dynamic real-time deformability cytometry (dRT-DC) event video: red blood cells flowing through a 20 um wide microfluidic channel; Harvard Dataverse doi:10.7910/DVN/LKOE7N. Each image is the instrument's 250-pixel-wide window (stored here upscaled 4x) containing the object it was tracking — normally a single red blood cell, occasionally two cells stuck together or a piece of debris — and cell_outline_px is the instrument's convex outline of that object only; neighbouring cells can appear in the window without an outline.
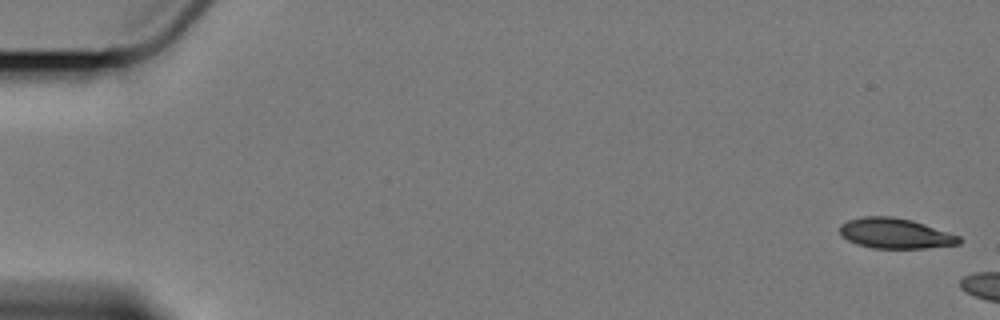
{"species": "Egyptian fruit bat (a non-hibernating species)", "species_latin": "Rousettus aegyptiacus", "temperature_condition": "cold", "stored_images_in_passage": 3, "camera_frame_rate_fps": 3000, "um_per_image_px": 0.085, "animal": {"sex": "female"}, "frame": {"image": 1, "passage_image": 1, "time_ms": 0.0, "image_size_px": [1000, 320], "cell_outline_px": [[964, 240], [960, 244], [924, 248], [872, 248], [856, 244], [840, 236], [840, 224], [848, 220], [860, 216], [892, 216], [912, 220], [960, 236]], "centroid_in_image_um": [76.08, 19.83], "position_along_channel_um": 8.9, "area_um2": 21.21}}